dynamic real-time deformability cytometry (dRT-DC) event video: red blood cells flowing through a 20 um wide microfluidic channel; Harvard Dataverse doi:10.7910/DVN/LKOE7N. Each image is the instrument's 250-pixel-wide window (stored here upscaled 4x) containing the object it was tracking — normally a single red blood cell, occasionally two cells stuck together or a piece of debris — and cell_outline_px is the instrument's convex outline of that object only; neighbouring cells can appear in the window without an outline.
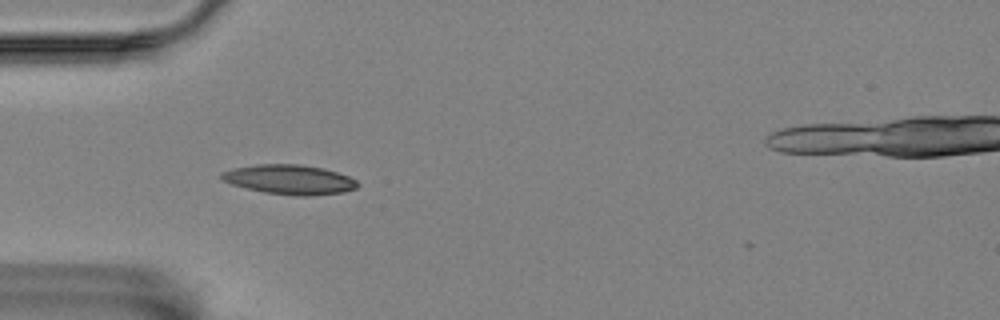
{"species": "Egyptian fruit bat (a non-hibernating species)", "species_latin": "Rousettus aegyptiacus", "temperature_condition": "room temperature", "stored_images_in_passage": 33, "camera_frame_rate_fps": 3000, "um_per_image_px": 0.085, "animal": {"sex": "female"}, "frame": {"image": 1, "passage_image": 1, "time_ms": 0.0, "image_size_px": [1000, 320], "cell_outline_px": [[360, 184], [356, 188], [344, 192], [312, 196], [296, 196], [264, 192], [232, 184], [220, 180], [220, 172], [236, 168], [256, 164], [300, 164], [324, 168], [348, 176], [356, 180]], "centroid_in_image_um": [24.62, 15.26], "position_along_channel_um": 60.4, "area_um2": 23.52}}
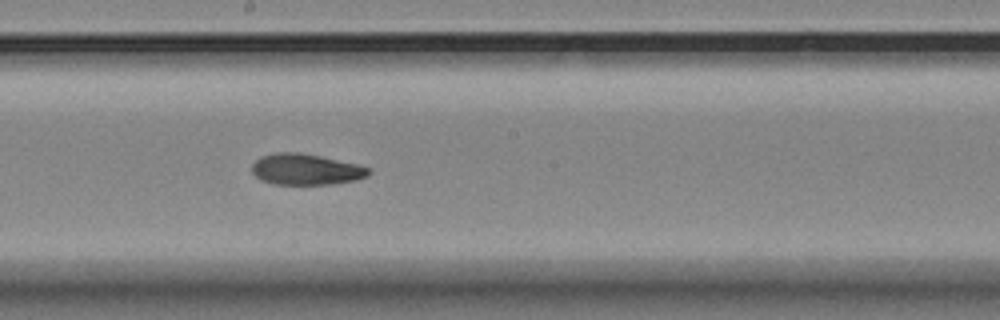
{"frame": {"image": 2, "passage_image": 15, "time_ms": 4.667, "image_size_px": [1000, 320], "cell_outline_px": [[372, 172], [368, 176], [356, 180], [332, 184], [272, 184], [260, 180], [252, 172], [252, 164], [260, 156], [276, 152], [300, 152], [320, 156], [356, 164], [368, 168]], "centroid_in_image_um": [25.97, 14.4], "position_along_channel_um": 222.2, "area_um2": 21.15}}
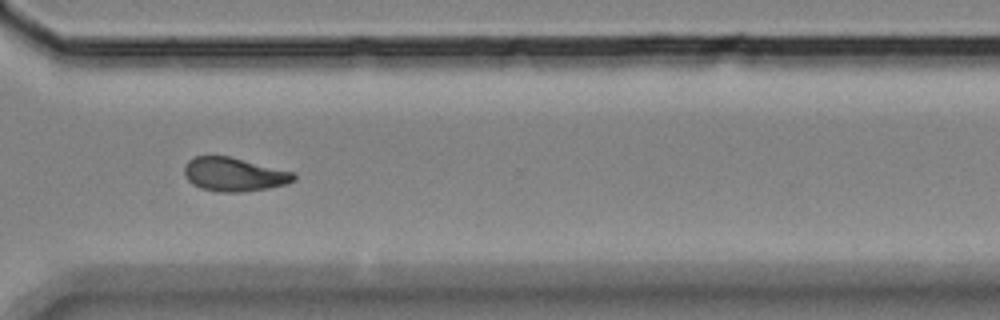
{"frame": {"image": 3, "passage_image": 26, "time_ms": 8.333, "image_size_px": [1000, 320], "cell_outline_px": [[296, 180], [288, 184], [268, 188], [244, 192], [220, 192], [200, 188], [192, 184], [184, 176], [184, 164], [188, 160], [196, 156], [228, 156], [292, 172], [296, 176]], "centroid_in_image_um": [19.86, 14.84], "position_along_channel_um": 350.7, "area_um2": 21.5}, "authors_computed_cell_mechanics": {"area_um2": 21.7328, "velocity_mm_per_s": 3.5136, "shape_relaxation_time_tau1_ms": 4.9752, "shape_relaxation_time_tau2_ms": 4.9987, "deformation_change_tau1": 0.1424, "deformation_change_tau2": 0.0991}}